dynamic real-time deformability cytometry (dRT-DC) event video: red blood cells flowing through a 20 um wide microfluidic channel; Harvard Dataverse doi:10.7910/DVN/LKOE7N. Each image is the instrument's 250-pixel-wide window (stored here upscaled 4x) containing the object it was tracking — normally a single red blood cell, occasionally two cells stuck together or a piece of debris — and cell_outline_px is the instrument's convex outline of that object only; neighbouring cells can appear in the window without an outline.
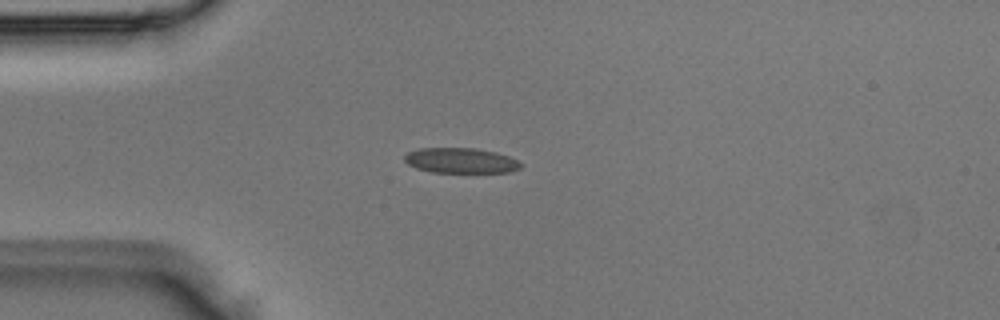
{"species": "Egyptian fruit bat (a non-hibernating species)", "species_latin": "Rousettus aegyptiacus", "temperature_condition": "room temperature", "stored_images_in_passage": 3, "camera_frame_rate_fps": 3000, "um_per_image_px": 0.085, "animal": {"sex": "male"}, "frame": {"image": 1, "passage_image": 2, "time_ms": 0.333, "image_size_px": [1000, 320], "cell_outline_px": [[520, 168], [512, 172], [432, 172], [416, 168], [408, 164], [404, 160], [404, 156], [408, 152], [420, 148], [476, 148], [496, 152], [508, 156], [516, 160], [520, 164]], "centroid_in_image_um": [39.14, 13.64], "position_along_channel_um": 45.9, "area_um2": 16.99}}